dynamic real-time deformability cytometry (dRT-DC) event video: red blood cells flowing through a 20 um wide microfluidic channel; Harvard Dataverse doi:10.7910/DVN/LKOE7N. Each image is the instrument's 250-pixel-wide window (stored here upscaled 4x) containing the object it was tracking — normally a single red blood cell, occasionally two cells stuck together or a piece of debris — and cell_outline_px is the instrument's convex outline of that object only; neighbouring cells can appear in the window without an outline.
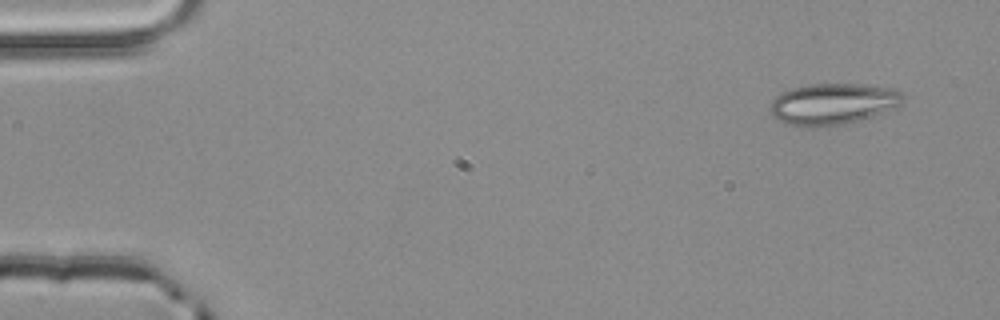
{"species": "common noctule bat (a hibernating species)", "species_latin": "Nyctalus noctula", "temperature_condition": "room temperature", "stored_images_in_passage": 5, "camera_frame_rate_fps": 3000, "um_per_image_px": 0.085, "animal": {"sex": "male", "body_mass_g": 20.4}, "frame": {"image": 1, "passage_image": 5, "time_ms": 1.333, "image_size_px": [1000, 320], "cell_outline_px": [[904, 100], [900, 104], [880, 112], [844, 124], [816, 128], [800, 128], [788, 124], [772, 116], [768, 108], [772, 100], [776, 96], [792, 88], [812, 84], [860, 84], [892, 88], [900, 92], [904, 96]], "centroid_in_image_um": [70.71, 8.84], "position_along_channel_um": 14.3, "area_um2": 31.73}}